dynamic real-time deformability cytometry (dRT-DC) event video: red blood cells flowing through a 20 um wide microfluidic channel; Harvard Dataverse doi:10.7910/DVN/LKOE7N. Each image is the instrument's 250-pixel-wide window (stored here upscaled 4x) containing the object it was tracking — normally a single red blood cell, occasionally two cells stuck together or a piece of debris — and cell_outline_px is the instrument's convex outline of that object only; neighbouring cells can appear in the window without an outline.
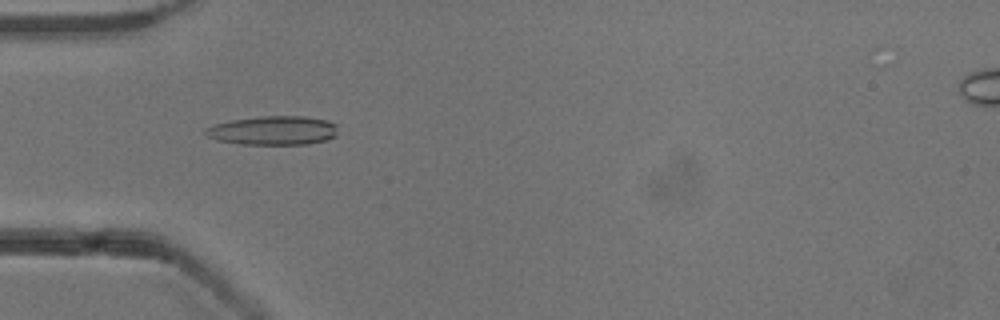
{"species": "common noctule bat (a hibernating species)", "species_latin": "Nyctalus noctula", "temperature_condition": "cold", "stored_images_in_passage": 52, "camera_frame_rate_fps": 3000, "um_per_image_px": 0.085, "animal": {"sex": "male", "body_mass_g": 13.3}, "frame": {"image": 1, "passage_image": 16, "time_ms": 5.0, "image_size_px": [1000, 320], "cell_outline_px": [[336, 136], [324, 140], [308, 144], [244, 144], [216, 140], [208, 136], [204, 132], [204, 128], [216, 124], [232, 120], [260, 116], [304, 116], [328, 120], [336, 124]], "centroid_in_image_um": [23.22, 11.08], "position_along_channel_um": 61.8, "area_um2": 22.25}}
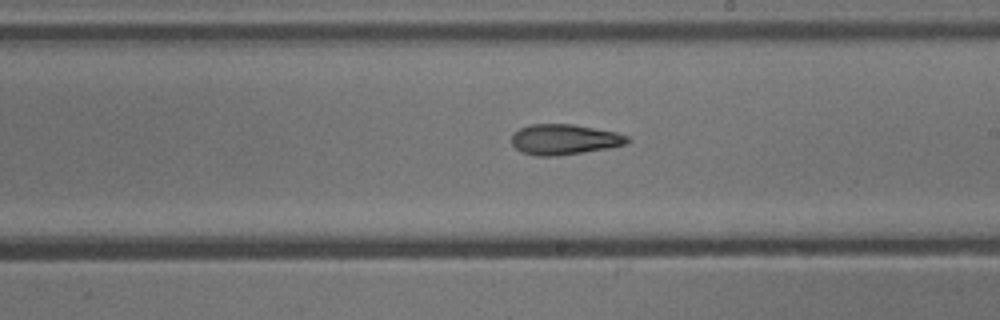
{"frame": {"image": 2, "passage_image": 30, "time_ms": 9.667, "image_size_px": [1000, 320], "cell_outline_px": [[632, 140], [624, 144], [608, 148], [584, 152], [556, 156], [536, 156], [520, 152], [512, 144], [512, 132], [520, 128], [532, 124], [572, 124], [616, 132], [628, 136]], "centroid_in_image_um": [47.94, 11.85], "position_along_channel_um": 241.1, "area_um2": 20.58}}
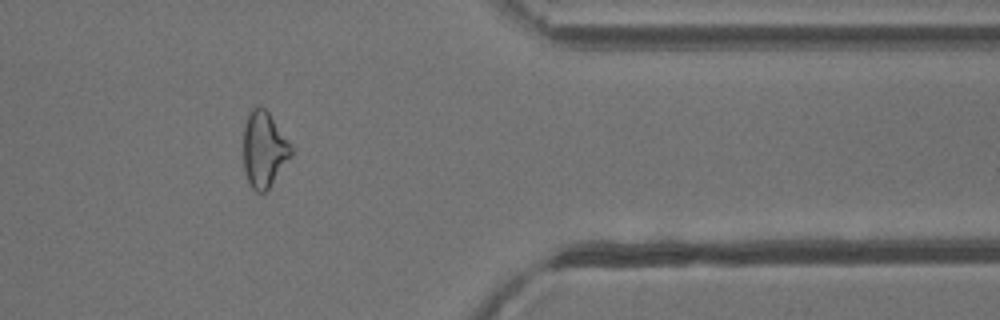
{"frame": {"image": 3, "passage_image": 43, "time_ms": 14.0, "image_size_px": [1000, 320], "cell_outline_px": [[292, 156], [268, 188], [264, 192], [256, 192], [252, 188], [244, 172], [244, 124], [248, 112], [252, 108], [264, 108], [268, 112], [292, 144]], "centroid_in_image_um": [22.45, 12.69], "position_along_channel_um": 389.0, "area_um2": 20.98}, "authors_computed_cell_mechanics": {"area_um2": 21.1837, "velocity_mm_per_s": 3.8712, "shape_relaxation_time_tau1_ms": null, "shape_relaxation_time_tau2_ms": 4.569, "deformation_change_tau1": null, "deformation_change_tau2": 0.1486}}